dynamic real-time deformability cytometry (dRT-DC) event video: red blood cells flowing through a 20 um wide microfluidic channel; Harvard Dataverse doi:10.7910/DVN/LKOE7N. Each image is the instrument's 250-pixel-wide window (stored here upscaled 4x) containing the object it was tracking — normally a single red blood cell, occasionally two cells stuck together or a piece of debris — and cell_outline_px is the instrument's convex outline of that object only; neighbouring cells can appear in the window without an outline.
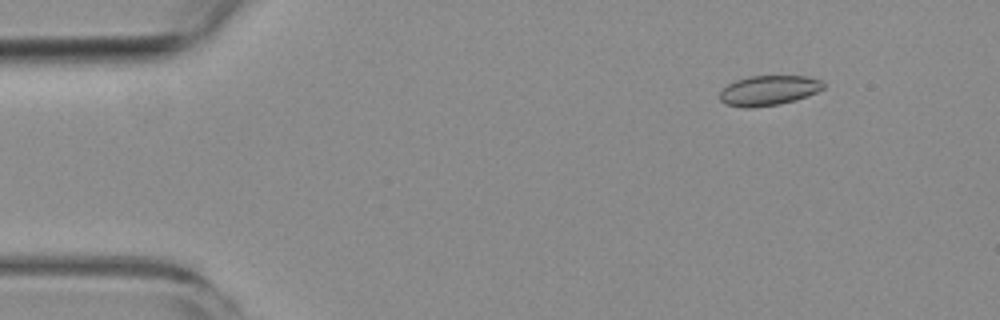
{"species": "common noctule bat (a hibernating species)", "species_latin": "Nyctalus noctula", "temperature_condition": "room temperature", "stored_images_in_passage": 4, "camera_frame_rate_fps": 3000, "um_per_image_px": 0.085, "animal": {"sex": "female", "body_mass_g": 19.3, "forearm_length_mm": 54.1}, "frame": {"image": 1, "passage_image": 2, "time_ms": 1.0, "image_size_px": [1000, 320], "cell_outline_px": [[824, 88], [808, 96], [796, 100], [780, 104], [752, 108], [744, 108], [724, 104], [720, 100], [720, 92], [728, 84], [736, 80], [748, 76], [808, 76], [820, 80], [824, 84]], "centroid_in_image_um": [65.33, 7.7], "position_along_channel_um": 19.7, "area_um2": 18.21}}